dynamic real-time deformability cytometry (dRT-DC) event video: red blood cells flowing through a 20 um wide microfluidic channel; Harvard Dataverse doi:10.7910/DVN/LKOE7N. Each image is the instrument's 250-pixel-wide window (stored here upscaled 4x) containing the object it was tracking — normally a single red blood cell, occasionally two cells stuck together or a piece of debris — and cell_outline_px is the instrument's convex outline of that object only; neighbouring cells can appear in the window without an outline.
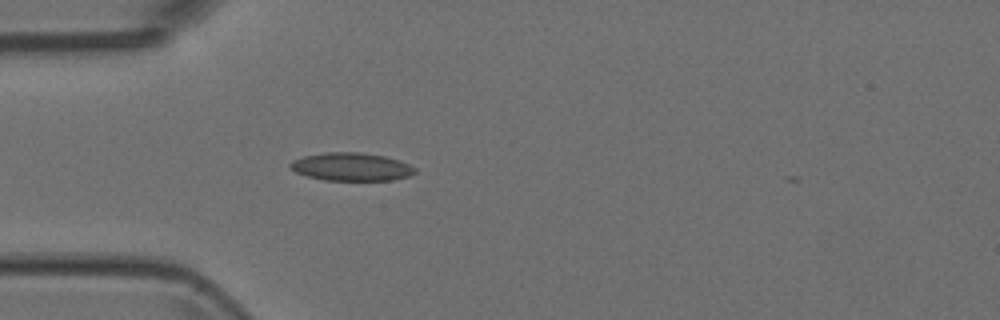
{"species": "Egyptian fruit bat (a non-hibernating species)", "species_latin": "Rousettus aegyptiacus", "temperature_condition": "room temperature", "stored_images_in_passage": 3, "camera_frame_rate_fps": 3000, "um_per_image_px": 0.085, "animal": {"sex": "female"}, "frame": {"image": 1, "passage_image": 3, "time_ms": 0.667, "image_size_px": [1000, 320], "cell_outline_px": [[416, 172], [408, 176], [392, 180], [324, 180], [308, 176], [296, 172], [288, 168], [288, 164], [292, 160], [304, 156], [324, 152], [360, 152], [384, 156], [400, 160], [416, 168]], "centroid_in_image_um": [29.84, 14.17], "position_along_channel_um": 55.2, "area_um2": 20.46}}